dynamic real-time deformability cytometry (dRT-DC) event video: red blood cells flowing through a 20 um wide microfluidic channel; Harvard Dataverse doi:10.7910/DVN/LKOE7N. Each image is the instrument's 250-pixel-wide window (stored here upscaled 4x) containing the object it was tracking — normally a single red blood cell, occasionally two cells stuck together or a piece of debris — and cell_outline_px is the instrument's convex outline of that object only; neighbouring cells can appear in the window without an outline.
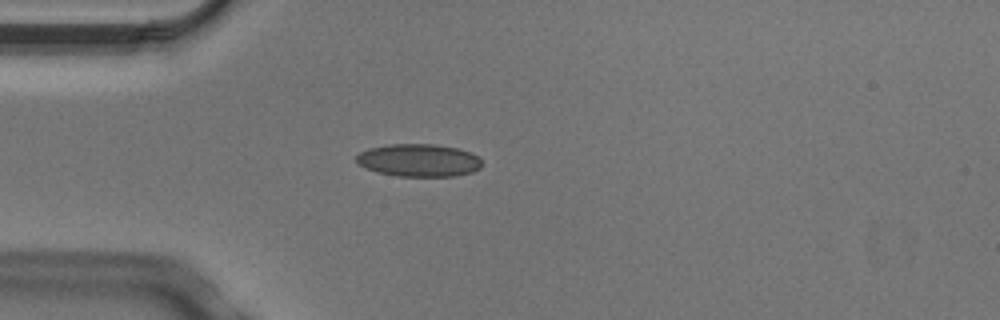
{"species": "Egyptian fruit bat (a non-hibernating species)", "species_latin": "Rousettus aegyptiacus", "temperature_condition": "cold", "stored_images_in_passage": 5, "camera_frame_rate_fps": 3000, "um_per_image_px": 0.085, "animal": {"sex": "male"}, "frame": {"image": 1, "passage_image": 4, "time_ms": 1.0, "image_size_px": [1000, 320], "cell_outline_px": [[480, 168], [472, 172], [456, 176], [396, 176], [376, 172], [356, 164], [356, 156], [360, 152], [368, 148], [388, 144], [432, 144], [456, 148], [468, 152], [476, 156], [480, 160]], "centroid_in_image_um": [35.53, 13.63], "position_along_channel_um": 49.5, "area_um2": 23.87}}